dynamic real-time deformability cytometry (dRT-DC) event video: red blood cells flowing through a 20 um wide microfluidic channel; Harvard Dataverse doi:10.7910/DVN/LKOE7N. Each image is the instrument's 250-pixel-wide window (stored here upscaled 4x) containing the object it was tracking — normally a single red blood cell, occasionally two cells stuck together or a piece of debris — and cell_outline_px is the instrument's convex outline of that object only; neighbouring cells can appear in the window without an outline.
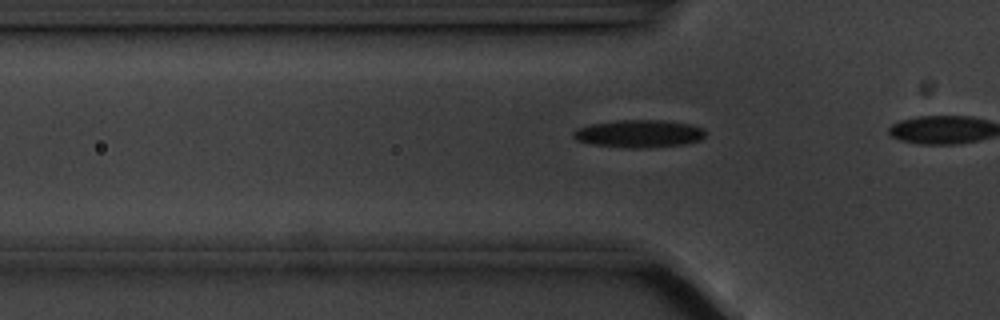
{"species": "common noctule bat (a hibernating species)", "species_latin": "Nyctalus noctula", "temperature_condition": "cold", "stored_images_in_passage": 16, "camera_frame_rate_fps": 3000, "um_per_image_px": 0.085, "animal": {"sex": "male", "body_mass_g": 20.1, "forearm_length_mm": 53.5}, "frame": {"image": 1, "passage_image": 14, "time_ms": 4.333, "image_size_px": [1000, 320], "cell_outline_px": [[704, 136], [700, 140], [684, 144], [648, 148], [624, 148], [592, 144], [576, 140], [572, 136], [572, 132], [576, 128], [588, 124], [616, 120], [660, 120], [688, 124], [704, 128]], "centroid_in_image_um": [54.25, 11.36], "position_along_channel_um": 71.5, "area_um2": 21.44}}